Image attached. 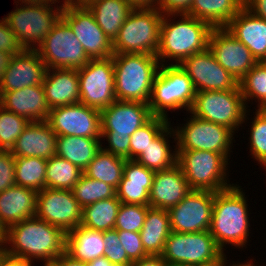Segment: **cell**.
<instances>
[{"mask_svg":"<svg viewBox=\"0 0 266 266\" xmlns=\"http://www.w3.org/2000/svg\"><path fill=\"white\" fill-rule=\"evenodd\" d=\"M236 182L229 188L214 192L210 234L217 245L225 251L227 248L241 249L250 246V214L248 197L244 187ZM248 196V197H247ZM249 208V209H248ZM227 246V247H226Z\"/></svg>","mask_w":266,"mask_h":266,"instance_id":"obj_1","label":"cell"},{"mask_svg":"<svg viewBox=\"0 0 266 266\" xmlns=\"http://www.w3.org/2000/svg\"><path fill=\"white\" fill-rule=\"evenodd\" d=\"M66 234L57 226L30 217L7 228L4 250L32 262L53 264L65 252Z\"/></svg>","mask_w":266,"mask_h":266,"instance_id":"obj_2","label":"cell"},{"mask_svg":"<svg viewBox=\"0 0 266 266\" xmlns=\"http://www.w3.org/2000/svg\"><path fill=\"white\" fill-rule=\"evenodd\" d=\"M212 29L209 23L186 13L163 14L156 53L160 65H179L191 55L206 50Z\"/></svg>","mask_w":266,"mask_h":266,"instance_id":"obj_3","label":"cell"},{"mask_svg":"<svg viewBox=\"0 0 266 266\" xmlns=\"http://www.w3.org/2000/svg\"><path fill=\"white\" fill-rule=\"evenodd\" d=\"M100 112L101 149L130 160V136L153 117L150 107L147 103L116 100Z\"/></svg>","mask_w":266,"mask_h":266,"instance_id":"obj_4","label":"cell"},{"mask_svg":"<svg viewBox=\"0 0 266 266\" xmlns=\"http://www.w3.org/2000/svg\"><path fill=\"white\" fill-rule=\"evenodd\" d=\"M115 97L118 101L149 103L154 78L160 67L149 54H113Z\"/></svg>","mask_w":266,"mask_h":266,"instance_id":"obj_5","label":"cell"},{"mask_svg":"<svg viewBox=\"0 0 266 266\" xmlns=\"http://www.w3.org/2000/svg\"><path fill=\"white\" fill-rule=\"evenodd\" d=\"M196 90L190 77L179 65H160L154 78L148 106L153 116L170 120L169 111H186L192 107Z\"/></svg>","mask_w":266,"mask_h":266,"instance_id":"obj_6","label":"cell"},{"mask_svg":"<svg viewBox=\"0 0 266 266\" xmlns=\"http://www.w3.org/2000/svg\"><path fill=\"white\" fill-rule=\"evenodd\" d=\"M160 256L167 263L185 266H221L228 259L209 230L196 233L171 231Z\"/></svg>","mask_w":266,"mask_h":266,"instance_id":"obj_7","label":"cell"},{"mask_svg":"<svg viewBox=\"0 0 266 266\" xmlns=\"http://www.w3.org/2000/svg\"><path fill=\"white\" fill-rule=\"evenodd\" d=\"M230 162L217 152L177 151V164L192 190L218 192L234 185L229 179Z\"/></svg>","mask_w":266,"mask_h":266,"instance_id":"obj_8","label":"cell"},{"mask_svg":"<svg viewBox=\"0 0 266 266\" xmlns=\"http://www.w3.org/2000/svg\"><path fill=\"white\" fill-rule=\"evenodd\" d=\"M163 13L157 8L134 9L113 41V54L156 56L160 42Z\"/></svg>","mask_w":266,"mask_h":266,"instance_id":"obj_9","label":"cell"},{"mask_svg":"<svg viewBox=\"0 0 266 266\" xmlns=\"http://www.w3.org/2000/svg\"><path fill=\"white\" fill-rule=\"evenodd\" d=\"M15 5L3 18L24 49L36 50L61 18L64 6L58 3Z\"/></svg>","mask_w":266,"mask_h":266,"instance_id":"obj_10","label":"cell"},{"mask_svg":"<svg viewBox=\"0 0 266 266\" xmlns=\"http://www.w3.org/2000/svg\"><path fill=\"white\" fill-rule=\"evenodd\" d=\"M185 115L187 119L184 117V123L173 126L177 151H212L223 154L230 161L237 134L225 126L202 120L189 112Z\"/></svg>","mask_w":266,"mask_h":266,"instance_id":"obj_11","label":"cell"},{"mask_svg":"<svg viewBox=\"0 0 266 266\" xmlns=\"http://www.w3.org/2000/svg\"><path fill=\"white\" fill-rule=\"evenodd\" d=\"M247 110L238 84L227 91L196 92L188 112L202 120L225 126L236 134L239 130H245L242 124Z\"/></svg>","mask_w":266,"mask_h":266,"instance_id":"obj_12","label":"cell"},{"mask_svg":"<svg viewBox=\"0 0 266 266\" xmlns=\"http://www.w3.org/2000/svg\"><path fill=\"white\" fill-rule=\"evenodd\" d=\"M36 51L48 69L78 70L91 60L70 26L62 18L54 25Z\"/></svg>","mask_w":266,"mask_h":266,"instance_id":"obj_13","label":"cell"},{"mask_svg":"<svg viewBox=\"0 0 266 266\" xmlns=\"http://www.w3.org/2000/svg\"><path fill=\"white\" fill-rule=\"evenodd\" d=\"M77 72L80 103L101 111L116 101L112 57L91 59Z\"/></svg>","mask_w":266,"mask_h":266,"instance_id":"obj_14","label":"cell"},{"mask_svg":"<svg viewBox=\"0 0 266 266\" xmlns=\"http://www.w3.org/2000/svg\"><path fill=\"white\" fill-rule=\"evenodd\" d=\"M61 18L70 26L90 59H106L113 56V42L97 24L88 7L66 5Z\"/></svg>","mask_w":266,"mask_h":266,"instance_id":"obj_15","label":"cell"},{"mask_svg":"<svg viewBox=\"0 0 266 266\" xmlns=\"http://www.w3.org/2000/svg\"><path fill=\"white\" fill-rule=\"evenodd\" d=\"M214 192L191 190L176 206L168 209L170 229L177 233H196L210 229Z\"/></svg>","mask_w":266,"mask_h":266,"instance_id":"obj_16","label":"cell"},{"mask_svg":"<svg viewBox=\"0 0 266 266\" xmlns=\"http://www.w3.org/2000/svg\"><path fill=\"white\" fill-rule=\"evenodd\" d=\"M35 216L57 226L66 234L80 225L82 207L74 198L72 190L45 187L37 192Z\"/></svg>","mask_w":266,"mask_h":266,"instance_id":"obj_17","label":"cell"},{"mask_svg":"<svg viewBox=\"0 0 266 266\" xmlns=\"http://www.w3.org/2000/svg\"><path fill=\"white\" fill-rule=\"evenodd\" d=\"M47 122L57 136L101 139V112L82 103L50 109Z\"/></svg>","mask_w":266,"mask_h":266,"instance_id":"obj_18","label":"cell"},{"mask_svg":"<svg viewBox=\"0 0 266 266\" xmlns=\"http://www.w3.org/2000/svg\"><path fill=\"white\" fill-rule=\"evenodd\" d=\"M179 66L192 80L196 92L227 91L238 85L233 76L217 62L209 48L184 59Z\"/></svg>","mask_w":266,"mask_h":266,"instance_id":"obj_19","label":"cell"},{"mask_svg":"<svg viewBox=\"0 0 266 266\" xmlns=\"http://www.w3.org/2000/svg\"><path fill=\"white\" fill-rule=\"evenodd\" d=\"M208 48L214 54L217 62L238 83L257 63L251 51L225 27L212 29Z\"/></svg>","mask_w":266,"mask_h":266,"instance_id":"obj_20","label":"cell"},{"mask_svg":"<svg viewBox=\"0 0 266 266\" xmlns=\"http://www.w3.org/2000/svg\"><path fill=\"white\" fill-rule=\"evenodd\" d=\"M48 67L36 50L24 49L13 55L0 81V91H12L40 85L44 82Z\"/></svg>","mask_w":266,"mask_h":266,"instance_id":"obj_21","label":"cell"},{"mask_svg":"<svg viewBox=\"0 0 266 266\" xmlns=\"http://www.w3.org/2000/svg\"><path fill=\"white\" fill-rule=\"evenodd\" d=\"M191 190L177 163L169 169L155 171L149 192V206L168 210L176 206Z\"/></svg>","mask_w":266,"mask_h":266,"instance_id":"obj_22","label":"cell"},{"mask_svg":"<svg viewBox=\"0 0 266 266\" xmlns=\"http://www.w3.org/2000/svg\"><path fill=\"white\" fill-rule=\"evenodd\" d=\"M0 105L30 122L47 121L50 113L42 84L0 91Z\"/></svg>","mask_w":266,"mask_h":266,"instance_id":"obj_23","label":"cell"},{"mask_svg":"<svg viewBox=\"0 0 266 266\" xmlns=\"http://www.w3.org/2000/svg\"><path fill=\"white\" fill-rule=\"evenodd\" d=\"M225 28L251 51L257 62L266 58V20L243 6Z\"/></svg>","mask_w":266,"mask_h":266,"instance_id":"obj_24","label":"cell"},{"mask_svg":"<svg viewBox=\"0 0 266 266\" xmlns=\"http://www.w3.org/2000/svg\"><path fill=\"white\" fill-rule=\"evenodd\" d=\"M57 134L47 121L30 122L10 152L14 157L50 159L56 155Z\"/></svg>","mask_w":266,"mask_h":266,"instance_id":"obj_25","label":"cell"},{"mask_svg":"<svg viewBox=\"0 0 266 266\" xmlns=\"http://www.w3.org/2000/svg\"><path fill=\"white\" fill-rule=\"evenodd\" d=\"M155 171L135 160H126L123 176L116 188V197L121 203L149 206V192Z\"/></svg>","mask_w":266,"mask_h":266,"instance_id":"obj_26","label":"cell"},{"mask_svg":"<svg viewBox=\"0 0 266 266\" xmlns=\"http://www.w3.org/2000/svg\"><path fill=\"white\" fill-rule=\"evenodd\" d=\"M42 86L50 109L80 103L79 76L76 69L50 68Z\"/></svg>","mask_w":266,"mask_h":266,"instance_id":"obj_27","label":"cell"},{"mask_svg":"<svg viewBox=\"0 0 266 266\" xmlns=\"http://www.w3.org/2000/svg\"><path fill=\"white\" fill-rule=\"evenodd\" d=\"M37 192L22 186H12L0 193V220L6 228L34 217Z\"/></svg>","mask_w":266,"mask_h":266,"instance_id":"obj_28","label":"cell"},{"mask_svg":"<svg viewBox=\"0 0 266 266\" xmlns=\"http://www.w3.org/2000/svg\"><path fill=\"white\" fill-rule=\"evenodd\" d=\"M172 124L176 125L174 122L170 123L135 161L153 171L166 170L174 166L177 163V145Z\"/></svg>","mask_w":266,"mask_h":266,"instance_id":"obj_29","label":"cell"},{"mask_svg":"<svg viewBox=\"0 0 266 266\" xmlns=\"http://www.w3.org/2000/svg\"><path fill=\"white\" fill-rule=\"evenodd\" d=\"M104 251L103 231L78 225L66 233L65 252L75 260L89 262L104 256Z\"/></svg>","mask_w":266,"mask_h":266,"instance_id":"obj_30","label":"cell"},{"mask_svg":"<svg viewBox=\"0 0 266 266\" xmlns=\"http://www.w3.org/2000/svg\"><path fill=\"white\" fill-rule=\"evenodd\" d=\"M88 8L93 13L97 24L112 42L134 10L125 0H96Z\"/></svg>","mask_w":266,"mask_h":266,"instance_id":"obj_31","label":"cell"},{"mask_svg":"<svg viewBox=\"0 0 266 266\" xmlns=\"http://www.w3.org/2000/svg\"><path fill=\"white\" fill-rule=\"evenodd\" d=\"M170 232L168 211L150 207L140 230V238L145 251L149 255H161Z\"/></svg>","mask_w":266,"mask_h":266,"instance_id":"obj_32","label":"cell"},{"mask_svg":"<svg viewBox=\"0 0 266 266\" xmlns=\"http://www.w3.org/2000/svg\"><path fill=\"white\" fill-rule=\"evenodd\" d=\"M101 150V139L57 136L56 155L84 171L96 154Z\"/></svg>","mask_w":266,"mask_h":266,"instance_id":"obj_33","label":"cell"},{"mask_svg":"<svg viewBox=\"0 0 266 266\" xmlns=\"http://www.w3.org/2000/svg\"><path fill=\"white\" fill-rule=\"evenodd\" d=\"M242 7L238 0H192L186 14L209 23L213 28H222Z\"/></svg>","mask_w":266,"mask_h":266,"instance_id":"obj_34","label":"cell"},{"mask_svg":"<svg viewBox=\"0 0 266 266\" xmlns=\"http://www.w3.org/2000/svg\"><path fill=\"white\" fill-rule=\"evenodd\" d=\"M121 202L115 196L82 208L80 225L97 231L114 229Z\"/></svg>","mask_w":266,"mask_h":266,"instance_id":"obj_35","label":"cell"},{"mask_svg":"<svg viewBox=\"0 0 266 266\" xmlns=\"http://www.w3.org/2000/svg\"><path fill=\"white\" fill-rule=\"evenodd\" d=\"M125 163L126 159L101 149L83 173L87 177L105 182L116 189L122 179Z\"/></svg>","mask_w":266,"mask_h":266,"instance_id":"obj_36","label":"cell"},{"mask_svg":"<svg viewBox=\"0 0 266 266\" xmlns=\"http://www.w3.org/2000/svg\"><path fill=\"white\" fill-rule=\"evenodd\" d=\"M253 112V117L252 114L250 115V112ZM250 120V121H249ZM249 121V122H248ZM245 123V124H244ZM248 123L251 125L249 126ZM247 124V125H246ZM245 126H249L251 128H248V147H249V156L251 155L253 158L254 163L257 161L256 165H260V168L265 169L266 168V111L262 109H248L246 111L245 117L243 124ZM250 130V131H249Z\"/></svg>","mask_w":266,"mask_h":266,"instance_id":"obj_37","label":"cell"},{"mask_svg":"<svg viewBox=\"0 0 266 266\" xmlns=\"http://www.w3.org/2000/svg\"><path fill=\"white\" fill-rule=\"evenodd\" d=\"M83 171L69 162L67 159L57 155L47 159L45 175V187L60 190H72L79 181Z\"/></svg>","mask_w":266,"mask_h":266,"instance_id":"obj_38","label":"cell"},{"mask_svg":"<svg viewBox=\"0 0 266 266\" xmlns=\"http://www.w3.org/2000/svg\"><path fill=\"white\" fill-rule=\"evenodd\" d=\"M47 159L15 157V184L39 192L45 188Z\"/></svg>","mask_w":266,"mask_h":266,"instance_id":"obj_39","label":"cell"},{"mask_svg":"<svg viewBox=\"0 0 266 266\" xmlns=\"http://www.w3.org/2000/svg\"><path fill=\"white\" fill-rule=\"evenodd\" d=\"M238 84L247 109L255 103L254 109L266 105V67L262 62H257Z\"/></svg>","mask_w":266,"mask_h":266,"instance_id":"obj_40","label":"cell"},{"mask_svg":"<svg viewBox=\"0 0 266 266\" xmlns=\"http://www.w3.org/2000/svg\"><path fill=\"white\" fill-rule=\"evenodd\" d=\"M72 192L82 208L94 202L116 196V189L113 186L87 177L84 173L73 186Z\"/></svg>","mask_w":266,"mask_h":266,"instance_id":"obj_41","label":"cell"},{"mask_svg":"<svg viewBox=\"0 0 266 266\" xmlns=\"http://www.w3.org/2000/svg\"><path fill=\"white\" fill-rule=\"evenodd\" d=\"M163 117L153 116L130 136V160H135L149 144L171 123Z\"/></svg>","mask_w":266,"mask_h":266,"instance_id":"obj_42","label":"cell"},{"mask_svg":"<svg viewBox=\"0 0 266 266\" xmlns=\"http://www.w3.org/2000/svg\"><path fill=\"white\" fill-rule=\"evenodd\" d=\"M30 121L0 105V150H11Z\"/></svg>","mask_w":266,"mask_h":266,"instance_id":"obj_43","label":"cell"},{"mask_svg":"<svg viewBox=\"0 0 266 266\" xmlns=\"http://www.w3.org/2000/svg\"><path fill=\"white\" fill-rule=\"evenodd\" d=\"M150 206L121 203L114 229L117 231L140 232Z\"/></svg>","mask_w":266,"mask_h":266,"instance_id":"obj_44","label":"cell"},{"mask_svg":"<svg viewBox=\"0 0 266 266\" xmlns=\"http://www.w3.org/2000/svg\"><path fill=\"white\" fill-rule=\"evenodd\" d=\"M105 243L104 256L115 266H131L133 262L128 258L122 246L116 229L103 231Z\"/></svg>","mask_w":266,"mask_h":266,"instance_id":"obj_45","label":"cell"},{"mask_svg":"<svg viewBox=\"0 0 266 266\" xmlns=\"http://www.w3.org/2000/svg\"><path fill=\"white\" fill-rule=\"evenodd\" d=\"M119 240L127 252L128 258L132 261H138L144 257L149 256L145 251L140 238V232L131 231H117Z\"/></svg>","mask_w":266,"mask_h":266,"instance_id":"obj_46","label":"cell"},{"mask_svg":"<svg viewBox=\"0 0 266 266\" xmlns=\"http://www.w3.org/2000/svg\"><path fill=\"white\" fill-rule=\"evenodd\" d=\"M15 185V157L9 150H0V193Z\"/></svg>","mask_w":266,"mask_h":266,"instance_id":"obj_47","label":"cell"},{"mask_svg":"<svg viewBox=\"0 0 266 266\" xmlns=\"http://www.w3.org/2000/svg\"><path fill=\"white\" fill-rule=\"evenodd\" d=\"M24 48L20 45L15 33L8 26L4 18L0 19V51L10 55L21 53Z\"/></svg>","mask_w":266,"mask_h":266,"instance_id":"obj_48","label":"cell"},{"mask_svg":"<svg viewBox=\"0 0 266 266\" xmlns=\"http://www.w3.org/2000/svg\"><path fill=\"white\" fill-rule=\"evenodd\" d=\"M192 0H158L157 9L163 14L187 13Z\"/></svg>","mask_w":266,"mask_h":266,"instance_id":"obj_49","label":"cell"},{"mask_svg":"<svg viewBox=\"0 0 266 266\" xmlns=\"http://www.w3.org/2000/svg\"><path fill=\"white\" fill-rule=\"evenodd\" d=\"M244 7L252 14L266 20V0H246Z\"/></svg>","mask_w":266,"mask_h":266,"instance_id":"obj_50","label":"cell"},{"mask_svg":"<svg viewBox=\"0 0 266 266\" xmlns=\"http://www.w3.org/2000/svg\"><path fill=\"white\" fill-rule=\"evenodd\" d=\"M33 263V264H32ZM34 262L15 257L4 252L0 260V266H34Z\"/></svg>","mask_w":266,"mask_h":266,"instance_id":"obj_51","label":"cell"},{"mask_svg":"<svg viewBox=\"0 0 266 266\" xmlns=\"http://www.w3.org/2000/svg\"><path fill=\"white\" fill-rule=\"evenodd\" d=\"M131 266H166V261L160 255H149L133 262Z\"/></svg>","mask_w":266,"mask_h":266,"instance_id":"obj_52","label":"cell"},{"mask_svg":"<svg viewBox=\"0 0 266 266\" xmlns=\"http://www.w3.org/2000/svg\"><path fill=\"white\" fill-rule=\"evenodd\" d=\"M55 266H87V262L73 259L70 255L64 252L53 263Z\"/></svg>","mask_w":266,"mask_h":266,"instance_id":"obj_53","label":"cell"},{"mask_svg":"<svg viewBox=\"0 0 266 266\" xmlns=\"http://www.w3.org/2000/svg\"><path fill=\"white\" fill-rule=\"evenodd\" d=\"M134 9L137 8H157L158 0H125Z\"/></svg>","mask_w":266,"mask_h":266,"instance_id":"obj_54","label":"cell"},{"mask_svg":"<svg viewBox=\"0 0 266 266\" xmlns=\"http://www.w3.org/2000/svg\"><path fill=\"white\" fill-rule=\"evenodd\" d=\"M11 58H12V55L6 52L0 51V81L3 78V74L5 70L9 66Z\"/></svg>","mask_w":266,"mask_h":266,"instance_id":"obj_55","label":"cell"},{"mask_svg":"<svg viewBox=\"0 0 266 266\" xmlns=\"http://www.w3.org/2000/svg\"><path fill=\"white\" fill-rule=\"evenodd\" d=\"M249 259L244 260V263H243V261L242 262L236 261L237 263H235V261H232V264L230 263L231 261H229L230 259H228L221 266H261V265H258V262H255V261H257L255 258L249 257Z\"/></svg>","mask_w":266,"mask_h":266,"instance_id":"obj_56","label":"cell"},{"mask_svg":"<svg viewBox=\"0 0 266 266\" xmlns=\"http://www.w3.org/2000/svg\"><path fill=\"white\" fill-rule=\"evenodd\" d=\"M87 266H115L105 256L87 262Z\"/></svg>","mask_w":266,"mask_h":266,"instance_id":"obj_57","label":"cell"},{"mask_svg":"<svg viewBox=\"0 0 266 266\" xmlns=\"http://www.w3.org/2000/svg\"><path fill=\"white\" fill-rule=\"evenodd\" d=\"M14 3L40 5L44 3H54V2H52L51 0H14Z\"/></svg>","mask_w":266,"mask_h":266,"instance_id":"obj_58","label":"cell"},{"mask_svg":"<svg viewBox=\"0 0 266 266\" xmlns=\"http://www.w3.org/2000/svg\"><path fill=\"white\" fill-rule=\"evenodd\" d=\"M7 238V228L0 220V246L4 247Z\"/></svg>","mask_w":266,"mask_h":266,"instance_id":"obj_59","label":"cell"},{"mask_svg":"<svg viewBox=\"0 0 266 266\" xmlns=\"http://www.w3.org/2000/svg\"><path fill=\"white\" fill-rule=\"evenodd\" d=\"M94 1L96 0H71L70 5L77 7H88Z\"/></svg>","mask_w":266,"mask_h":266,"instance_id":"obj_60","label":"cell"},{"mask_svg":"<svg viewBox=\"0 0 266 266\" xmlns=\"http://www.w3.org/2000/svg\"><path fill=\"white\" fill-rule=\"evenodd\" d=\"M54 3H58L59 5L66 6L71 3V0H51Z\"/></svg>","mask_w":266,"mask_h":266,"instance_id":"obj_61","label":"cell"},{"mask_svg":"<svg viewBox=\"0 0 266 266\" xmlns=\"http://www.w3.org/2000/svg\"><path fill=\"white\" fill-rule=\"evenodd\" d=\"M4 252H5L4 247L0 246V260Z\"/></svg>","mask_w":266,"mask_h":266,"instance_id":"obj_62","label":"cell"},{"mask_svg":"<svg viewBox=\"0 0 266 266\" xmlns=\"http://www.w3.org/2000/svg\"><path fill=\"white\" fill-rule=\"evenodd\" d=\"M166 266H185V265H179V264H171L166 262Z\"/></svg>","mask_w":266,"mask_h":266,"instance_id":"obj_63","label":"cell"},{"mask_svg":"<svg viewBox=\"0 0 266 266\" xmlns=\"http://www.w3.org/2000/svg\"><path fill=\"white\" fill-rule=\"evenodd\" d=\"M41 266H55L54 264H41Z\"/></svg>","mask_w":266,"mask_h":266,"instance_id":"obj_64","label":"cell"},{"mask_svg":"<svg viewBox=\"0 0 266 266\" xmlns=\"http://www.w3.org/2000/svg\"><path fill=\"white\" fill-rule=\"evenodd\" d=\"M243 6L246 0H238Z\"/></svg>","mask_w":266,"mask_h":266,"instance_id":"obj_65","label":"cell"},{"mask_svg":"<svg viewBox=\"0 0 266 266\" xmlns=\"http://www.w3.org/2000/svg\"><path fill=\"white\" fill-rule=\"evenodd\" d=\"M262 63L266 67V58L262 61Z\"/></svg>","mask_w":266,"mask_h":266,"instance_id":"obj_66","label":"cell"},{"mask_svg":"<svg viewBox=\"0 0 266 266\" xmlns=\"http://www.w3.org/2000/svg\"><path fill=\"white\" fill-rule=\"evenodd\" d=\"M262 110L266 111V105L262 108Z\"/></svg>","mask_w":266,"mask_h":266,"instance_id":"obj_67","label":"cell"}]
</instances>
